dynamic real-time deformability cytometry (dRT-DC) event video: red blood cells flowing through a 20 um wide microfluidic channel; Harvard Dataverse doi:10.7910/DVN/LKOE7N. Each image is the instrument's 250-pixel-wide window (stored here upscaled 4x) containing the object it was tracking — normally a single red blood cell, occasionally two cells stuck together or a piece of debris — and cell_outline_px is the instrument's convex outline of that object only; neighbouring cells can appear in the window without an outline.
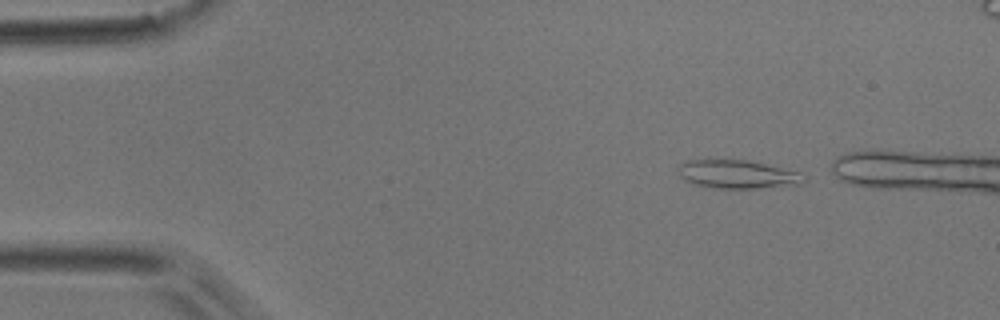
{"species": "common noctule bat (a hibernating species)", "species_latin": "Nyctalus noctula", "temperature_condition": "room temperature", "stored_images_in_passage": 7, "camera_frame_rate_fps": 3000, "um_per_image_px": 0.085, "animal": {"sex": "male", "body_mass_g": 17.9}, "frame": {"image": 1, "passage_image": 2, "time_ms": 0.333, "image_size_px": [1000, 320], "cell_outline_px": [[808, 176], [804, 184], [756, 188], [708, 188], [692, 184], [684, 180], [676, 172], [676, 168], [680, 164], [688, 160], [744, 160], [764, 164], [800, 172]], "centroid_in_image_um": [62.66, 14.83], "position_along_channel_um": 22.3, "area_um2": 21.04}}